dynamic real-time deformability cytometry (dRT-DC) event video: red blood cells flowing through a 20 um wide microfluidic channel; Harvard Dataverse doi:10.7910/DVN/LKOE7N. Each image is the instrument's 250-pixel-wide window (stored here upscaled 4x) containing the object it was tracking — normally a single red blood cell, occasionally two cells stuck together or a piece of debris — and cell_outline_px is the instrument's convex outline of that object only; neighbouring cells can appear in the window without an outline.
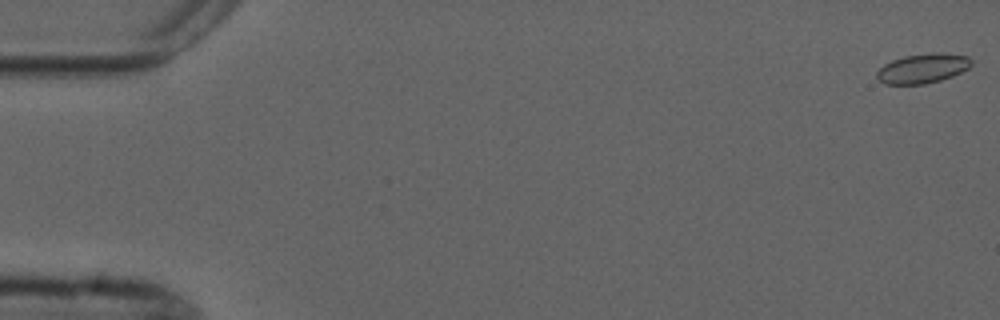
{"species": "common noctule bat (a hibernating species)", "species_latin": "Nyctalus noctula", "temperature_condition": "cold", "stored_images_in_passage": 5, "camera_frame_rate_fps": 3000, "um_per_image_px": 0.085, "animal": {"sex": "male", "forearm_length_mm": 52.5}, "frame": {"image": 1, "passage_image": 1, "time_ms": 0.0, "image_size_px": [1000, 320], "cell_outline_px": [[972, 64], [968, 68], [952, 76], [940, 80], [924, 84], [884, 84], [876, 76], [876, 72], [884, 64], [892, 60], [904, 56], [932, 52], [940, 52], [968, 56], [972, 60]], "centroid_in_image_um": [78.43, 5.8], "position_along_channel_um": 6.6, "area_um2": 16.3}}
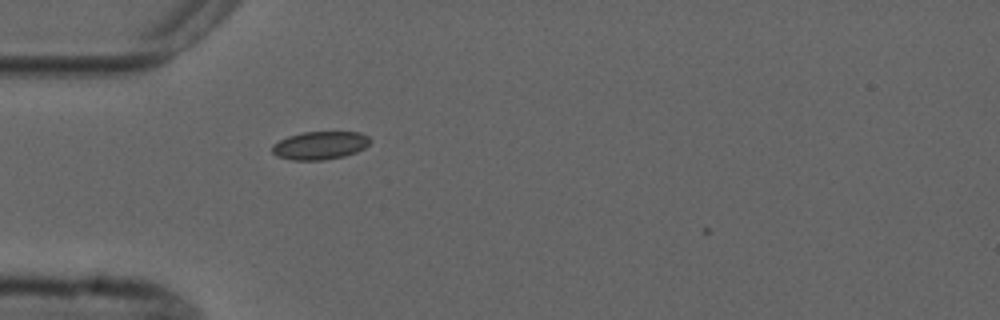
{"frame": {"image": 2, "passage_image": 5, "time_ms": 5.333, "image_size_px": [1000, 320], "cell_outline_px": [[372, 140], [364, 148], [356, 152], [344, 156], [324, 160], [292, 160], [276, 156], [272, 152], [272, 144], [288, 136], [304, 132], [360, 132], [368, 136]], "centroid_in_image_um": [27.19, 12.36], "position_along_channel_um": 57.8, "area_um2": 16.07}}